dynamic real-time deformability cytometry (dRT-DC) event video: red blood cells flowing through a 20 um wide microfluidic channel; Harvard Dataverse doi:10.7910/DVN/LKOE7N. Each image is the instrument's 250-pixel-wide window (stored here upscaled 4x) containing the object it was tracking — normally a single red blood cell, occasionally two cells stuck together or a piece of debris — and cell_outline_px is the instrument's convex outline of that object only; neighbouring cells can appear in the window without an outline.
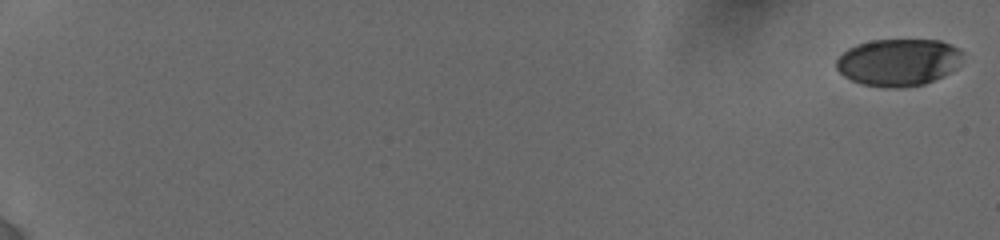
{"species": "human", "species_latin": "Homo sapiens", "temperature_condition": "cold", "stored_images_in_passage": 19, "camera_frame_rate_fps": 3000, "um_per_image_px": 0.085, "donor": {"sex": "female"}, "frame": {"image": 1, "passage_image": 1, "time_ms": 0.0, "image_size_px": [1000, 240], "cell_outline_px": [[964, 52], [956, 68], [944, 76], [924, 84], [900, 88], [884, 88], [860, 84], [844, 76], [836, 68], [836, 60], [848, 48], [856, 44], [872, 40], [940, 40], [952, 44], [960, 48]], "centroid_in_image_um": [76.38, 5.3], "position_along_channel_um": 8.6, "area_um2": 35.08}}
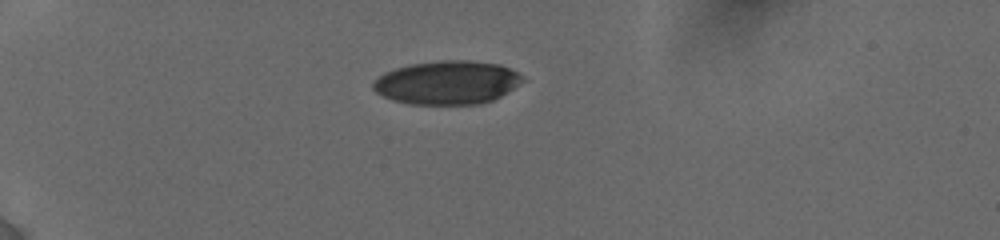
{"frame": {"image": 2, "passage_image": 10, "time_ms": 5.667, "image_size_px": [1000, 240], "cell_outline_px": [[528, 80], [508, 92], [492, 100], [480, 104], [408, 104], [392, 100], [376, 92], [372, 88], [372, 84], [384, 72], [396, 68], [412, 64], [440, 60], [468, 60], [500, 64], [524, 76]], "centroid_in_image_um": [38.05, 7.02], "position_along_channel_um": 46.9, "area_um2": 38.09}}
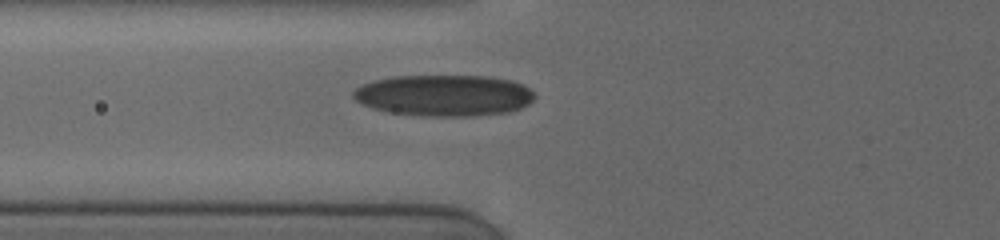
{"frame": {"image": 3, "passage_image": 18, "time_ms": 8.0, "image_size_px": [1000, 240], "cell_outline_px": [[536, 96], [528, 104], [520, 108], [508, 112], [472, 116], [424, 116], [388, 112], [372, 108], [360, 104], [352, 96], [352, 92], [356, 88], [364, 84], [376, 80], [392, 76], [488, 76], [512, 80], [524, 84]], "centroid_in_image_um": [37.74, 8.11], "position_along_channel_um": 88.1, "area_um2": 43.81}}